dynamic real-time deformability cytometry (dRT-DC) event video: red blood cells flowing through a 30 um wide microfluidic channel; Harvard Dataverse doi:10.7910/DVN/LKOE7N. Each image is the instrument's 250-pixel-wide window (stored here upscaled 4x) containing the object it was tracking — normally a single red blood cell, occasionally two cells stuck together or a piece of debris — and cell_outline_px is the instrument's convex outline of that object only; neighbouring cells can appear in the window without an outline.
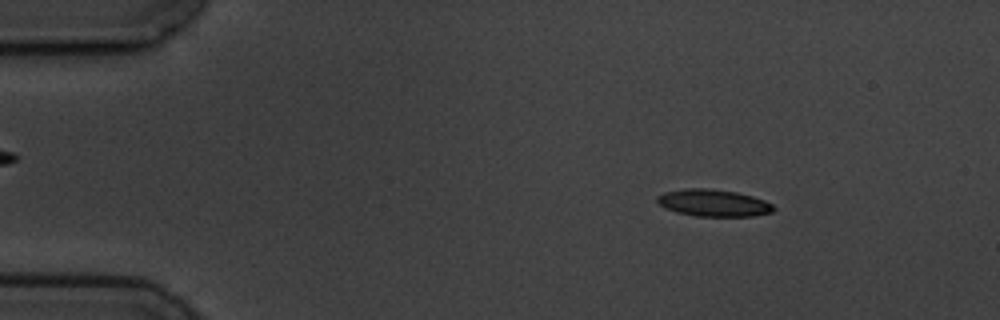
{"species": "common noctule bat (a hibernating species)", "species_latin": "Nyctalus noctula", "temperature_condition": "cold", "stored_images_in_passage": 7, "camera_frame_rate_fps": 3000, "um_per_image_px": 0.085, "animal": {"sex": "male", "body_mass_g": 19.5, "forearm_length_mm": 54.6}, "frame": {"image": 1, "passage_image": 3, "time_ms": 2.333, "image_size_px": [1000, 320], "cell_outline_px": [[776, 208], [772, 212], [752, 216], [696, 216], [676, 212], [664, 208], [656, 200], [656, 196], [664, 192], [684, 188], [708, 188], [736, 192], [752, 196], [764, 200], [772, 204]], "centroid_in_image_um": [60.62, 17.24], "position_along_channel_um": 24.4, "area_um2": 18.38}}
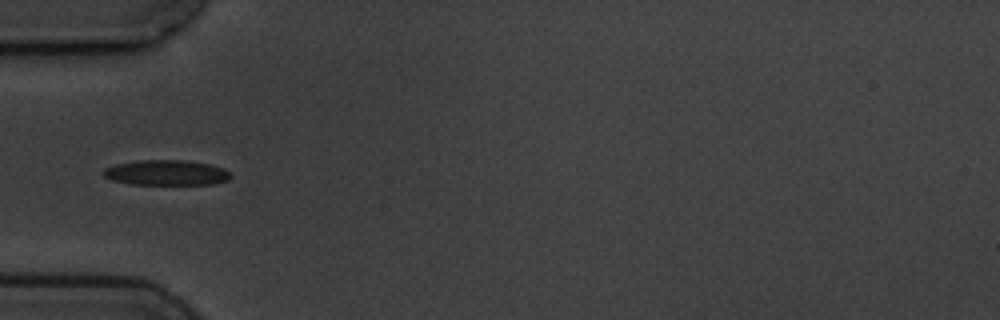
{"frame": {"image": 2, "passage_image": 6, "time_ms": 5.667, "image_size_px": [1000, 320], "cell_outline_px": [[232, 176], [228, 180], [212, 184], [132, 184], [112, 180], [104, 176], [100, 172], [104, 168], [116, 164], [136, 160], [184, 160], [212, 164], [224, 168]], "centroid_in_image_um": [14.12, 14.67], "position_along_channel_um": 70.9, "area_um2": 18.84}}
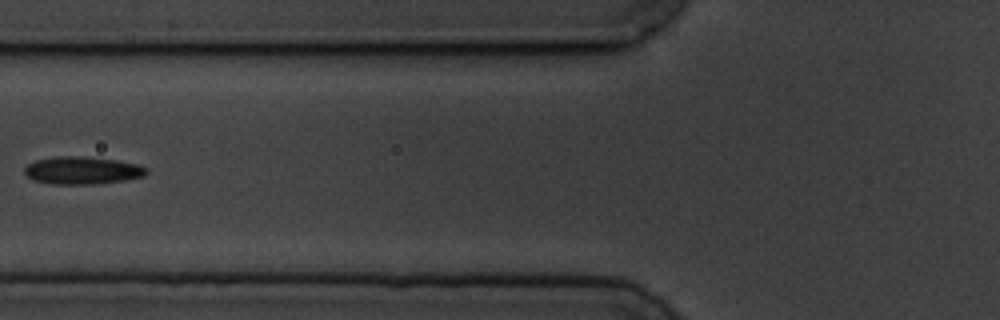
{"frame": {"image": 3, "passage_image": 7, "time_ms": 7.0, "image_size_px": [1000, 320], "cell_outline_px": [[148, 172], [144, 176], [124, 180], [92, 184], [52, 184], [32, 180], [24, 172], [24, 168], [28, 164], [36, 160], [56, 156], [84, 156], [116, 160], [136, 164], [148, 168]], "centroid_in_image_um": [6.98, 14.48], "position_along_channel_um": 118.8, "area_um2": 19.59}}